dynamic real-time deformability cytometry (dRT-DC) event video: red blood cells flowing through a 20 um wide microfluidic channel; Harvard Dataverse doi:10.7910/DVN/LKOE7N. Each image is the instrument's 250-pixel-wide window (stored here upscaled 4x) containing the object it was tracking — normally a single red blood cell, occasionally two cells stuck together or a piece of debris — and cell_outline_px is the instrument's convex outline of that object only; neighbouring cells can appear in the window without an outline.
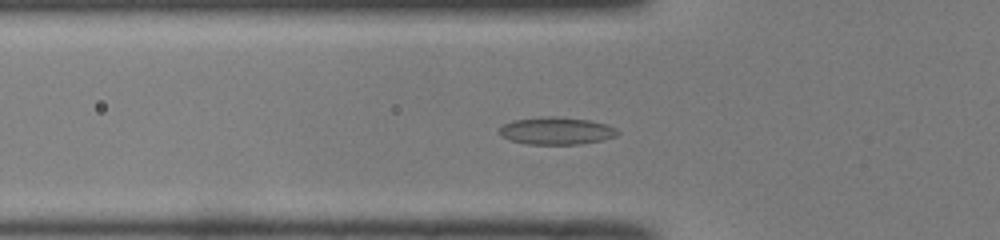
{"species": "common noctule bat (a hibernating species)", "species_latin": "Nyctalus noctula", "temperature_condition": "room temperature", "stored_images_in_passage": 36, "camera_frame_rate_fps": 3000, "um_per_image_px": 0.085, "animal": {"sex": "male", "body_mass_g": 19.0, "forearm_length_mm": 50.8}, "frame": {"image": 1, "passage_image": 5, "time_ms": 1.333, "image_size_px": [1000, 240], "cell_outline_px": [[620, 132], [616, 136], [604, 140], [580, 144], [528, 144], [512, 140], [500, 136], [500, 128], [504, 124], [512, 120], [540, 116], [556, 116], [592, 120], [608, 124], [616, 128]], "centroid_in_image_um": [47.34, 11.1], "position_along_channel_um": 78.5, "area_um2": 19.13}}
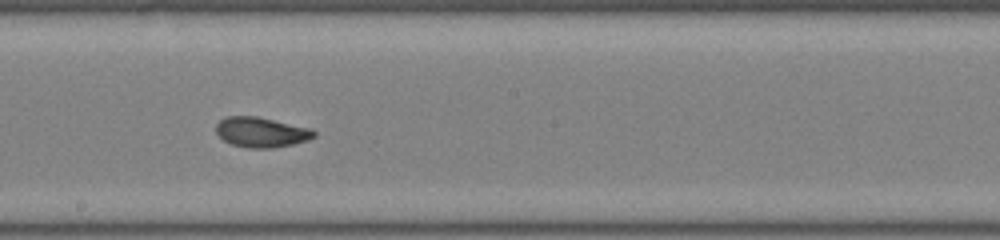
{"frame": {"image": 2, "passage_image": 16, "time_ms": 5.0, "image_size_px": [1000, 240], "cell_outline_px": [[316, 136], [308, 140], [292, 144], [272, 148], [248, 148], [232, 144], [224, 140], [216, 132], [216, 124], [220, 120], [228, 116], [256, 116], [312, 128], [316, 132]], "centroid_in_image_um": [22.23, 11.23], "position_along_channel_um": 226.0, "area_um2": 17.17}}
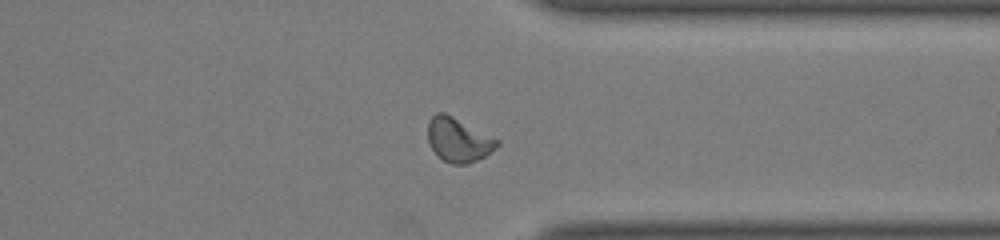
{"frame": {"image": 3, "passage_image": 27, "time_ms": 8.667, "image_size_px": [1000, 240], "cell_outline_px": [[500, 144], [496, 148], [484, 156], [468, 164], [452, 164], [436, 156], [428, 140], [428, 120], [436, 112], [444, 112], [500, 140]], "centroid_in_image_um": [38.95, 11.89], "position_along_channel_um": 372.4, "area_um2": 17.74}}